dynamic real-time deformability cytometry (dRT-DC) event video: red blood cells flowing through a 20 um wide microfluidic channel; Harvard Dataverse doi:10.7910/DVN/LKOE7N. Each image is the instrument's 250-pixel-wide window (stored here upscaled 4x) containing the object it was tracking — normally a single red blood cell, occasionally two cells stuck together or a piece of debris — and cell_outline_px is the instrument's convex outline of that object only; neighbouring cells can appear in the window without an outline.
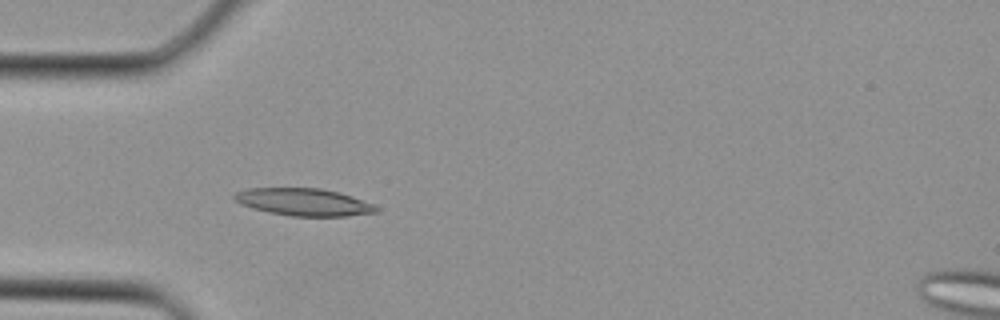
{"species": "Egyptian fruit bat (a non-hibernating species)", "species_latin": "Rousettus aegyptiacus", "temperature_condition": "cold", "stored_images_in_passage": 2, "camera_frame_rate_fps": 3000, "um_per_image_px": 0.085, "animal": {"sex": "female"}, "frame": {"image": 1, "passage_image": 2, "time_ms": 0.333, "image_size_px": [1000, 320], "cell_outline_px": [[376, 212], [348, 216], [292, 216], [268, 212], [252, 208], [240, 204], [232, 200], [232, 196], [236, 192], [248, 188], [320, 188], [352, 196], [372, 204], [376, 208]], "centroid_in_image_um": [25.73, 17.17], "position_along_channel_um": 59.3, "area_um2": 22.48}}